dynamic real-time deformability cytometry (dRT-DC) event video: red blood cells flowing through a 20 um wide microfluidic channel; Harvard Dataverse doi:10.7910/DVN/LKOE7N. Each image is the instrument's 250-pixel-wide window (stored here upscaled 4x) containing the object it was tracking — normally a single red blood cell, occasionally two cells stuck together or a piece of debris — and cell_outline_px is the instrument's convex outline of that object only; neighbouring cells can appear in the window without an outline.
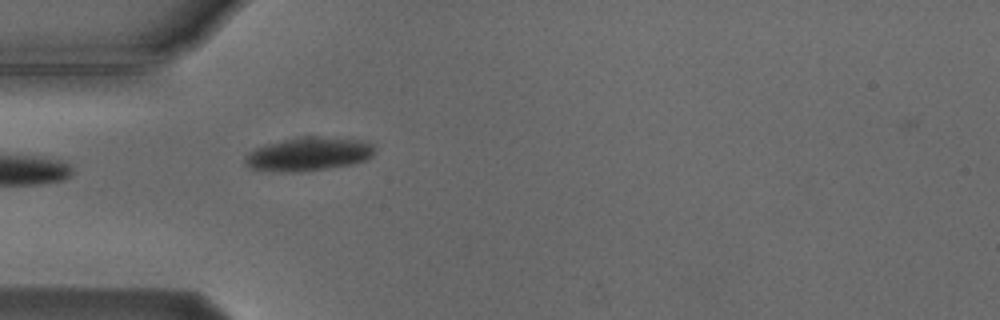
{"species": "Egyptian fruit bat (a non-hibernating species)", "species_latin": "Rousettus aegyptiacus", "temperature_condition": "cold", "stored_images_in_passage": 3, "camera_frame_rate_fps": 3000, "um_per_image_px": 0.085, "animal": {"sex": "male"}, "frame": {"image": 1, "passage_image": 3, "time_ms": 2.333, "image_size_px": [1000, 320], "cell_outline_px": [[372, 156], [364, 160], [352, 164], [328, 168], [296, 172], [272, 172], [248, 168], [244, 164], [244, 156], [248, 152], [264, 144], [304, 136], [316, 136], [356, 140], [372, 144]], "centroid_in_image_um": [26.11, 13.11], "position_along_channel_um": 58.9, "area_um2": 25.26}}